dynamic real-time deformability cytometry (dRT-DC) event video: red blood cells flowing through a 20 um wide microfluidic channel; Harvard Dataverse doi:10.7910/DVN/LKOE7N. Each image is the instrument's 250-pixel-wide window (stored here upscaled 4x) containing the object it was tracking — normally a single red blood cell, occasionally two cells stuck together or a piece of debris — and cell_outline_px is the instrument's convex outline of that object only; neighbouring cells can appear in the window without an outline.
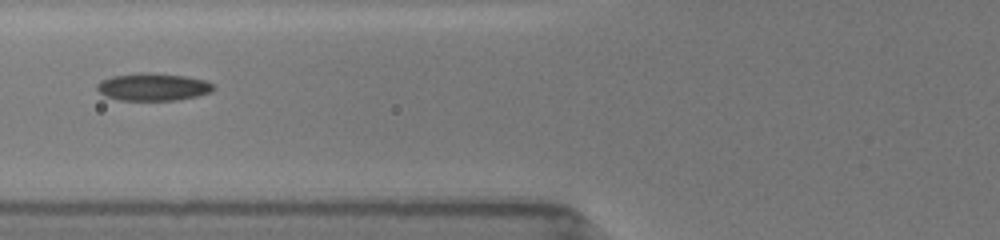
{"species": "common noctule bat (a hibernating species)", "species_latin": "Nyctalus noctula", "temperature_condition": "room temperature", "stored_images_in_passage": 27, "camera_frame_rate_fps": 3000, "um_per_image_px": 0.085, "animal": {"sex": "female", "body_mass_g": 19.5, "forearm_length_mm": 54.1}, "frame": {"image": 1, "passage_image": 19, "time_ms": 6.333, "image_size_px": [1000, 240], "cell_outline_px": [[216, 88], [212, 92], [196, 96], [176, 100], [120, 100], [104, 96], [96, 88], [96, 84], [100, 80], [112, 76], [140, 72], [156, 72], [188, 76], [204, 80], [212, 84]], "centroid_in_image_um": [13.0, 7.37], "position_along_channel_um": 112.8, "area_um2": 18.96}}
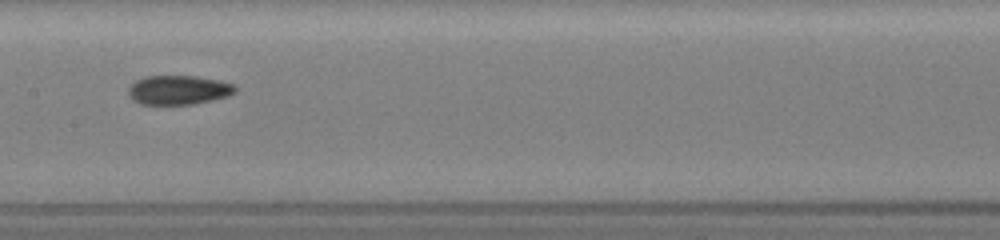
{"frame": {"image": 2, "passage_image": 26, "time_ms": 8.333, "image_size_px": [1000, 240], "cell_outline_px": [[236, 92], [228, 96], [212, 100], [192, 104], [140, 104], [132, 100], [128, 96], [128, 88], [136, 80], [144, 76], [196, 76], [220, 80], [236, 84]], "centroid_in_image_um": [15.18, 7.64], "position_along_channel_um": 192.2, "area_um2": 18.38}}